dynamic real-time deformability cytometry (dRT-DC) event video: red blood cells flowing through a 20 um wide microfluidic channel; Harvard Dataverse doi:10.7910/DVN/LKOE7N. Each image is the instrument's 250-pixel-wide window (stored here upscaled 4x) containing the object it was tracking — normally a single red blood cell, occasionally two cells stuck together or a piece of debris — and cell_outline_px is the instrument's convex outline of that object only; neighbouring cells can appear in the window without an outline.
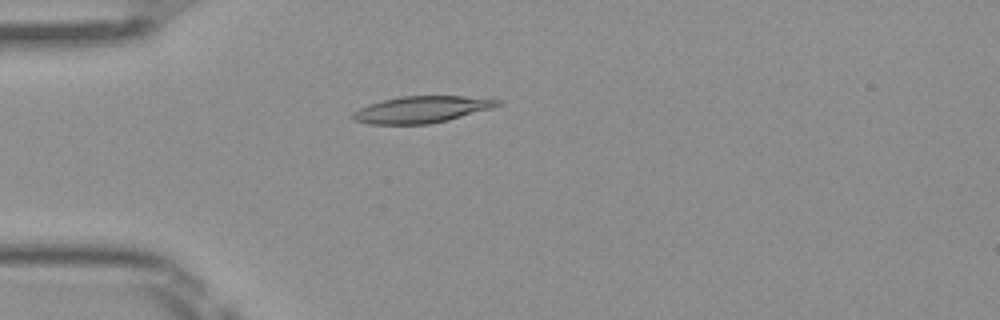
{"species": "Egyptian fruit bat (a non-hibernating species)", "species_latin": "Rousettus aegyptiacus", "temperature_condition": "room temperature", "stored_images_in_passage": 50, "camera_frame_rate_fps": 3000, "um_per_image_px": 0.085, "frame": {"image": 1, "passage_image": 14, "time_ms": 4.333, "image_size_px": [1000, 320], "cell_outline_px": [[500, 104], [492, 108], [448, 120], [428, 124], [368, 124], [352, 120], [352, 112], [368, 104], [400, 96], [464, 96], [500, 100]], "centroid_in_image_um": [35.79, 9.31], "position_along_channel_um": 49.2, "area_um2": 22.37}}
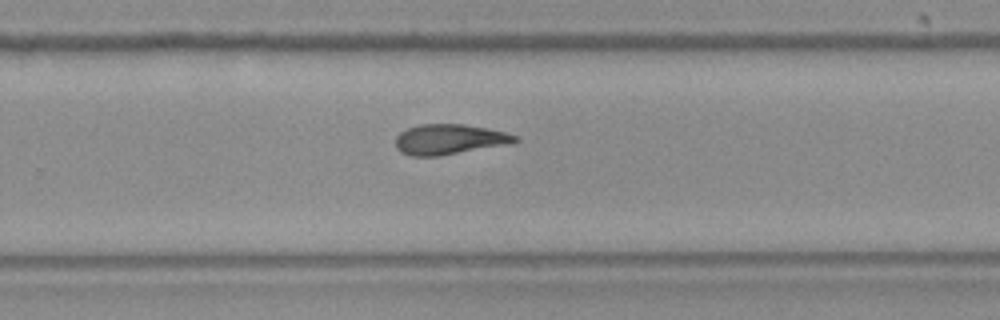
{"frame": {"image": 2, "passage_image": 33, "time_ms": 10.667, "image_size_px": [1000, 320], "cell_outline_px": [[520, 140], [512, 144], [440, 156], [408, 156], [400, 152], [396, 148], [396, 136], [400, 132], [408, 128], [420, 124], [464, 124], [488, 128], [504, 132], [516, 136]], "centroid_in_image_um": [38.2, 11.85], "position_along_channel_um": 291.6, "area_um2": 21.33}}
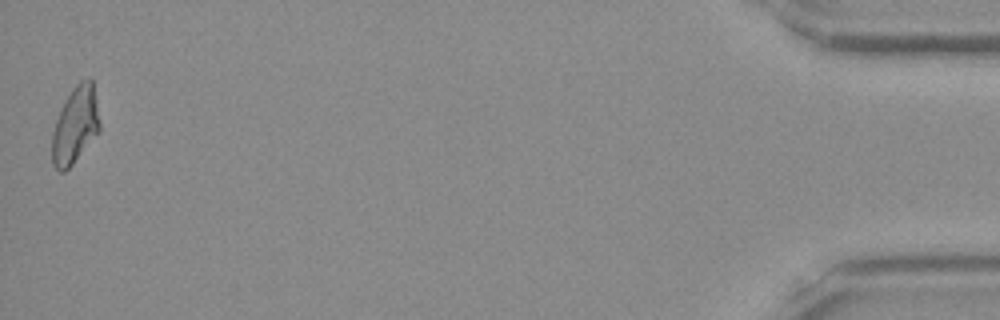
{"frame": {"image": 3, "passage_image": 50, "time_ms": 16.333, "image_size_px": [1000, 320], "cell_outline_px": [[100, 132], [72, 164], [64, 172], [60, 172], [52, 164], [52, 132], [56, 120], [72, 88], [80, 80], [92, 80], [100, 120]], "centroid_in_image_um": [6.4, 10.67], "position_along_channel_um": 428.8, "area_um2": 21.1}, "authors_computed_cell_mechanics": {"area_um2": 21.6461, "velocity_mm_per_s": 4.045, "shape_relaxation_time_tau1_ms": null, "shape_relaxation_time_tau2_ms": 5.1282, "deformation_change_tau1": null, "deformation_change_tau2": 0.1332}}